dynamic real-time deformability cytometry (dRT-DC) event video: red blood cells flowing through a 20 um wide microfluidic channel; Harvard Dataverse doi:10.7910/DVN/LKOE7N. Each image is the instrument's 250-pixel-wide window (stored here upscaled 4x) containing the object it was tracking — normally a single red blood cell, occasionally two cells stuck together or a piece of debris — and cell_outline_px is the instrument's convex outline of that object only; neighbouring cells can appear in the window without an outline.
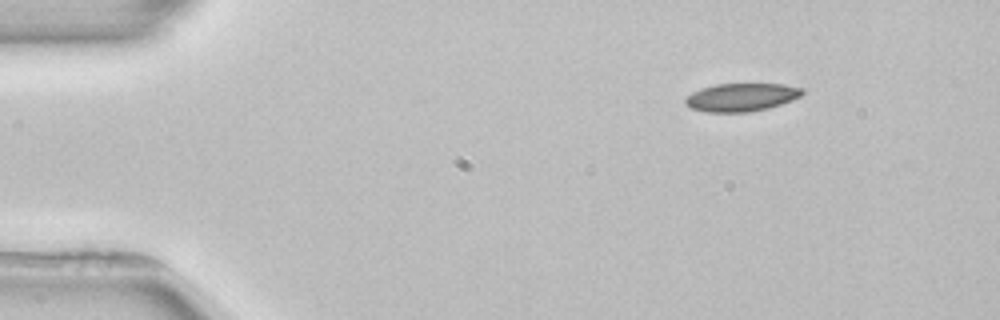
{"species": "common noctule bat (a hibernating species)", "species_latin": "Nyctalus noctula", "temperature_condition": "room temperature", "stored_images_in_passage": 4, "camera_frame_rate_fps": 3000, "um_per_image_px": 0.085, "animal": {"sex": "female", "body_mass_g": 22.7, "forearm_length_mm": 54.2}, "frame": {"image": 1, "passage_image": 4, "time_ms": 3.667, "image_size_px": [1000, 320], "cell_outline_px": [[804, 92], [800, 96], [792, 100], [768, 108], [748, 112], [704, 112], [692, 108], [684, 104], [684, 100], [692, 92], [700, 88], [716, 84], [784, 84], [804, 88]], "centroid_in_image_um": [63.01, 8.26], "position_along_channel_um": 22.0, "area_um2": 19.19}}